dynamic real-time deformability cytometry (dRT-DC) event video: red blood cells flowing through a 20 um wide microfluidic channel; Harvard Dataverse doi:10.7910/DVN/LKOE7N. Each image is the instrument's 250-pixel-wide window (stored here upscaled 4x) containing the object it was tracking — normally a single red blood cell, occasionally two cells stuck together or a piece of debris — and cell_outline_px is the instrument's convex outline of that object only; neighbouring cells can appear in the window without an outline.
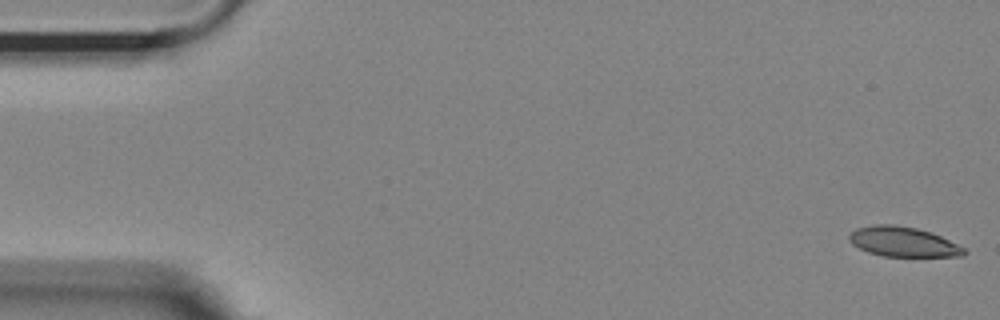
{"species": "Egyptian fruit bat (a non-hibernating species)", "species_latin": "Rousettus aegyptiacus", "temperature_condition": "room temperature", "stored_images_in_passage": 55, "camera_frame_rate_fps": 3000, "um_per_image_px": 0.085, "animal": {"sex": "female"}, "frame": {"image": 1, "passage_image": 1, "time_ms": 0.0, "image_size_px": [1000, 320], "cell_outline_px": [[968, 252], [964, 256], [884, 256], [868, 252], [852, 244], [848, 240], [848, 236], [856, 228], [872, 224], [896, 224], [916, 228], [932, 232], [964, 248]], "centroid_in_image_um": [76.74, 20.54], "position_along_channel_um": 8.3, "area_um2": 20.0}}
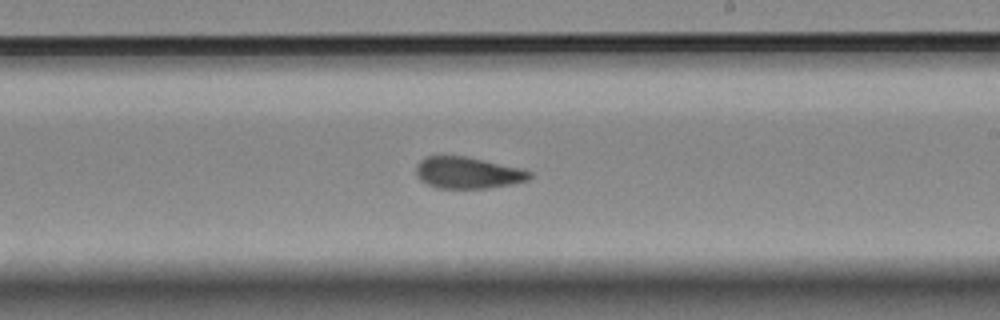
{"frame": {"image": 2, "passage_image": 32, "time_ms": 10.333, "image_size_px": [1000, 320], "cell_outline_px": [[532, 176], [528, 180], [508, 184], [484, 188], [440, 188], [428, 184], [420, 180], [416, 172], [416, 168], [420, 160], [428, 156], [464, 156], [520, 168], [532, 172]], "centroid_in_image_um": [39.75, 14.68], "position_along_channel_um": 249.3, "area_um2": 20.46}}
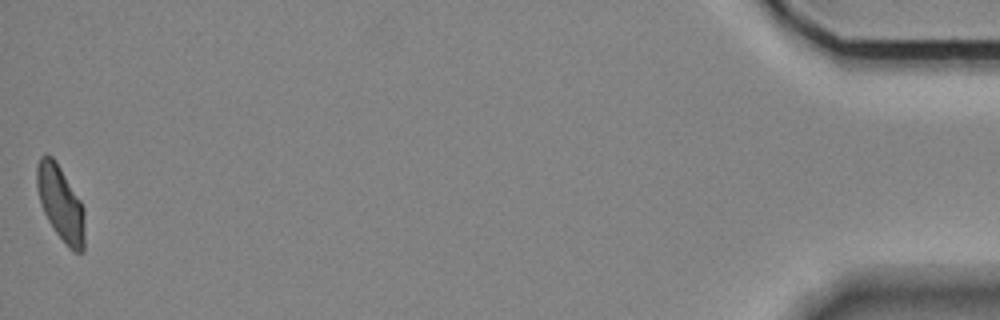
{"frame": {"image": 3, "passage_image": 55, "time_ms": 18.0, "image_size_px": [1000, 320], "cell_outline_px": [[84, 252], [72, 252], [68, 248], [56, 232], [48, 220], [44, 212], [40, 200], [36, 184], [36, 168], [40, 156], [44, 152], [48, 152], [52, 156], [60, 168], [80, 200], [84, 208]], "centroid_in_image_um": [5.15, 17.27], "position_along_channel_um": 430.1, "area_um2": 20.87}, "authors_computed_cell_mechanics": {"area_um2": 20.9236, "velocity_mm_per_s": 3.5943, "shape_relaxation_time_tau1_ms": 9.8855, "shape_relaxation_time_tau2_ms": 2.244, "deformation_change_tau1": 0.2039, "deformation_change_tau2": 0.0713}}